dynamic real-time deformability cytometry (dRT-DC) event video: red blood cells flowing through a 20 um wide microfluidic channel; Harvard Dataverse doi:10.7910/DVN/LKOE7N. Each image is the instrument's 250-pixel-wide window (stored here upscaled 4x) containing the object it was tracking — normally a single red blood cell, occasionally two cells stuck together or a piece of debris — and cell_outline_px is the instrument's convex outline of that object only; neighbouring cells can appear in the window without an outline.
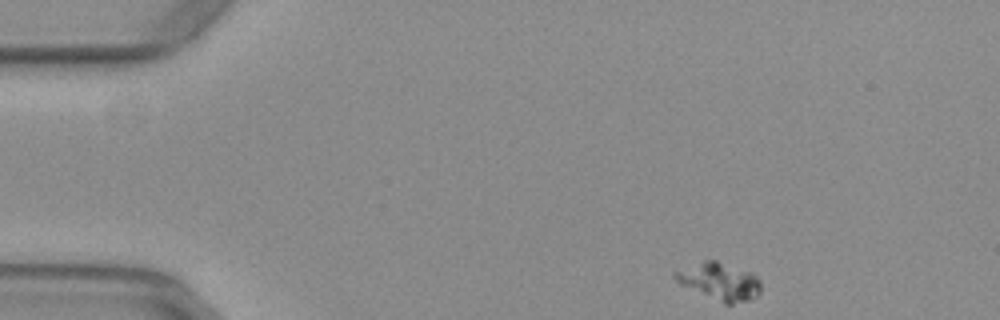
{"species": "common noctule bat (a hibernating species)", "species_latin": "Nyctalus noctula", "temperature_condition": "warm", "stored_images_in_passage": 47, "camera_frame_rate_fps": 3000, "um_per_image_px": 0.085, "animal": {"sex": "female", "body_mass_g": 29.2, "forearm_length_mm": 56.3}, "frame": {"image": 1, "passage_image": 1, "time_ms": 0.0, "image_size_px": [1000, 320], "cell_outline_px": [[760, 292], [756, 296], [748, 300], [732, 304], [724, 304], [680, 284], [672, 276], [672, 272], [704, 260], [716, 260], [752, 272], [760, 280]], "centroid_in_image_um": [61.15, 23.91], "position_along_channel_um": 23.8, "area_um2": 18.67}}
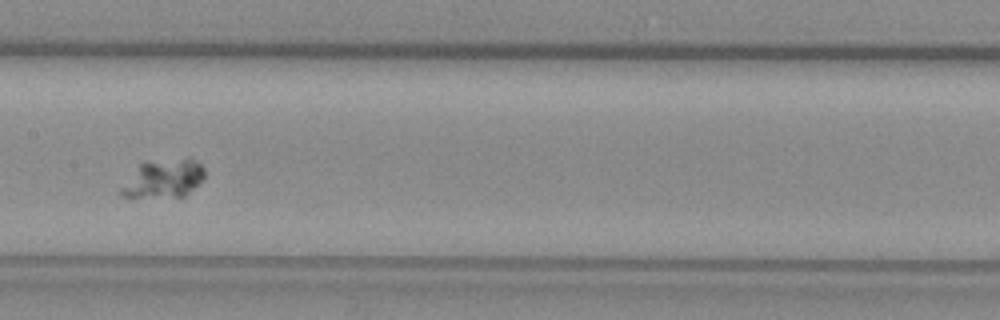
{"frame": {"image": 2, "passage_image": 21, "time_ms": 6.667, "image_size_px": [1000, 320], "cell_outline_px": [[204, 180], [200, 184], [184, 196], [124, 196], [120, 192], [120, 188], [140, 164], [144, 160], [188, 156], [196, 160], [204, 168]], "centroid_in_image_um": [13.98, 15.11], "position_along_channel_um": 193.4, "area_um2": 18.84}}
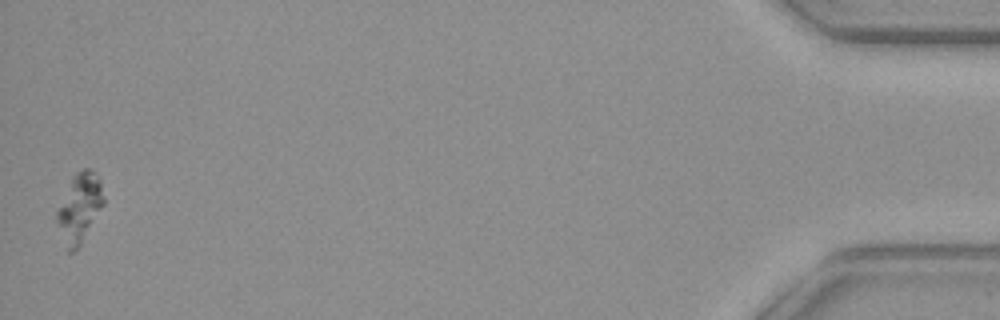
{"frame": {"image": 3, "passage_image": 47, "time_ms": 15.333, "image_size_px": [1000, 320], "cell_outline_px": [[104, 204], [80, 244], [72, 252], [68, 252], [56, 224], [56, 212], [72, 176], [84, 168], [92, 168], [96, 172], [100, 180], [104, 196]], "centroid_in_image_um": [6.75, 17.62], "position_along_channel_um": 428.4, "area_um2": 18.61}}